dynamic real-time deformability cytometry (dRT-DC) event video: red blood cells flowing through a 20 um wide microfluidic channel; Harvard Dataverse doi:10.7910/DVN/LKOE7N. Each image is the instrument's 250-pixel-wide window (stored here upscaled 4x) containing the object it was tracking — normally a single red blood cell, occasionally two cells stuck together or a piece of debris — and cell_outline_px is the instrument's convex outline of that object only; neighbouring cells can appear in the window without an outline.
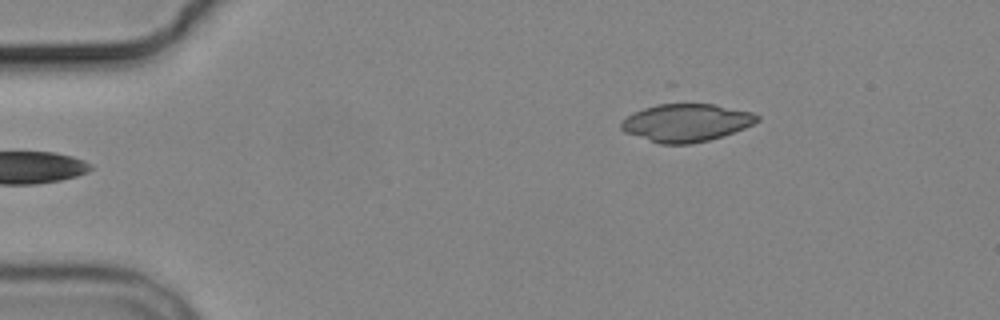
{"species": "common noctule bat (a hibernating species)", "species_latin": "Nyctalus noctula", "temperature_condition": "cold", "stored_images_in_passage": 3, "camera_frame_rate_fps": 3000, "um_per_image_px": 0.085, "animal": {"sex": "male", "body_mass_g": 19.2, "forearm_length_mm": 51.8}, "frame": {"image": 1, "passage_image": 3, "time_ms": 2.333, "image_size_px": [1000, 320], "cell_outline_px": [[760, 120], [744, 128], [708, 140], [692, 144], [660, 144], [624, 132], [620, 128], [620, 124], [632, 112], [668, 100], [676, 100], [716, 104], [752, 112], [760, 116]], "centroid_in_image_um": [58.31, 10.37], "position_along_channel_um": 26.7, "area_um2": 30.81}}